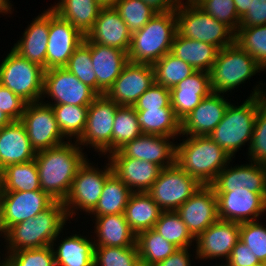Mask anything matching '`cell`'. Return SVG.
I'll return each mask as SVG.
<instances>
[{
  "instance_id": "cell-17",
  "label": "cell",
  "mask_w": 266,
  "mask_h": 266,
  "mask_svg": "<svg viewBox=\"0 0 266 266\" xmlns=\"http://www.w3.org/2000/svg\"><path fill=\"white\" fill-rule=\"evenodd\" d=\"M55 201L42 190L0 192L2 224L5 230L29 218H34Z\"/></svg>"
},
{
  "instance_id": "cell-31",
  "label": "cell",
  "mask_w": 266,
  "mask_h": 266,
  "mask_svg": "<svg viewBox=\"0 0 266 266\" xmlns=\"http://www.w3.org/2000/svg\"><path fill=\"white\" fill-rule=\"evenodd\" d=\"M219 50L214 45L185 38L176 32L170 53L190 64L196 71L209 73Z\"/></svg>"
},
{
  "instance_id": "cell-9",
  "label": "cell",
  "mask_w": 266,
  "mask_h": 266,
  "mask_svg": "<svg viewBox=\"0 0 266 266\" xmlns=\"http://www.w3.org/2000/svg\"><path fill=\"white\" fill-rule=\"evenodd\" d=\"M107 161L104 168H98V164L94 166L87 158L77 170L70 191L63 201L68 218L72 221L75 220L72 219L75 215H79L80 209L81 213L85 212L87 215L96 207L106 179L113 173L109 159Z\"/></svg>"
},
{
  "instance_id": "cell-23",
  "label": "cell",
  "mask_w": 266,
  "mask_h": 266,
  "mask_svg": "<svg viewBox=\"0 0 266 266\" xmlns=\"http://www.w3.org/2000/svg\"><path fill=\"white\" fill-rule=\"evenodd\" d=\"M132 33L114 7L102 8L92 29L85 35L91 43L116 47L128 53Z\"/></svg>"
},
{
  "instance_id": "cell-32",
  "label": "cell",
  "mask_w": 266,
  "mask_h": 266,
  "mask_svg": "<svg viewBox=\"0 0 266 266\" xmlns=\"http://www.w3.org/2000/svg\"><path fill=\"white\" fill-rule=\"evenodd\" d=\"M50 8L86 35L94 26L102 6L96 0H59Z\"/></svg>"
},
{
  "instance_id": "cell-38",
  "label": "cell",
  "mask_w": 266,
  "mask_h": 266,
  "mask_svg": "<svg viewBox=\"0 0 266 266\" xmlns=\"http://www.w3.org/2000/svg\"><path fill=\"white\" fill-rule=\"evenodd\" d=\"M54 111L58 127L68 141H77L84 132L89 106L50 105Z\"/></svg>"
},
{
  "instance_id": "cell-7",
  "label": "cell",
  "mask_w": 266,
  "mask_h": 266,
  "mask_svg": "<svg viewBox=\"0 0 266 266\" xmlns=\"http://www.w3.org/2000/svg\"><path fill=\"white\" fill-rule=\"evenodd\" d=\"M176 30L180 36L209 43L222 49L235 42V32L189 0L175 10Z\"/></svg>"
},
{
  "instance_id": "cell-24",
  "label": "cell",
  "mask_w": 266,
  "mask_h": 266,
  "mask_svg": "<svg viewBox=\"0 0 266 266\" xmlns=\"http://www.w3.org/2000/svg\"><path fill=\"white\" fill-rule=\"evenodd\" d=\"M212 92L210 74L196 71L170 89L171 106L176 117L182 121L203 98Z\"/></svg>"
},
{
  "instance_id": "cell-28",
  "label": "cell",
  "mask_w": 266,
  "mask_h": 266,
  "mask_svg": "<svg viewBox=\"0 0 266 266\" xmlns=\"http://www.w3.org/2000/svg\"><path fill=\"white\" fill-rule=\"evenodd\" d=\"M113 172L132 192H148L159 176L161 167L132 157H107Z\"/></svg>"
},
{
  "instance_id": "cell-53",
  "label": "cell",
  "mask_w": 266,
  "mask_h": 266,
  "mask_svg": "<svg viewBox=\"0 0 266 266\" xmlns=\"http://www.w3.org/2000/svg\"><path fill=\"white\" fill-rule=\"evenodd\" d=\"M266 24V0H251L248 11L240 18L239 27Z\"/></svg>"
},
{
  "instance_id": "cell-19",
  "label": "cell",
  "mask_w": 266,
  "mask_h": 266,
  "mask_svg": "<svg viewBox=\"0 0 266 266\" xmlns=\"http://www.w3.org/2000/svg\"><path fill=\"white\" fill-rule=\"evenodd\" d=\"M174 140V137L142 134L108 157H132L157 164L161 168L171 167L175 164L176 156Z\"/></svg>"
},
{
  "instance_id": "cell-59",
  "label": "cell",
  "mask_w": 266,
  "mask_h": 266,
  "mask_svg": "<svg viewBox=\"0 0 266 266\" xmlns=\"http://www.w3.org/2000/svg\"><path fill=\"white\" fill-rule=\"evenodd\" d=\"M12 122V120L0 110V129L5 125H8Z\"/></svg>"
},
{
  "instance_id": "cell-5",
  "label": "cell",
  "mask_w": 266,
  "mask_h": 266,
  "mask_svg": "<svg viewBox=\"0 0 266 266\" xmlns=\"http://www.w3.org/2000/svg\"><path fill=\"white\" fill-rule=\"evenodd\" d=\"M176 32L175 11L158 12L139 31L132 33L129 62L153 65L171 51Z\"/></svg>"
},
{
  "instance_id": "cell-6",
  "label": "cell",
  "mask_w": 266,
  "mask_h": 266,
  "mask_svg": "<svg viewBox=\"0 0 266 266\" xmlns=\"http://www.w3.org/2000/svg\"><path fill=\"white\" fill-rule=\"evenodd\" d=\"M264 70L237 43L219 50L209 72L212 92L227 94L237 89L256 73Z\"/></svg>"
},
{
  "instance_id": "cell-16",
  "label": "cell",
  "mask_w": 266,
  "mask_h": 266,
  "mask_svg": "<svg viewBox=\"0 0 266 266\" xmlns=\"http://www.w3.org/2000/svg\"><path fill=\"white\" fill-rule=\"evenodd\" d=\"M215 193L220 220L237 223L256 221L266 212V194H258L246 188Z\"/></svg>"
},
{
  "instance_id": "cell-34",
  "label": "cell",
  "mask_w": 266,
  "mask_h": 266,
  "mask_svg": "<svg viewBox=\"0 0 266 266\" xmlns=\"http://www.w3.org/2000/svg\"><path fill=\"white\" fill-rule=\"evenodd\" d=\"M136 118L143 134L174 137L181 136V121L173 108L136 110Z\"/></svg>"
},
{
  "instance_id": "cell-45",
  "label": "cell",
  "mask_w": 266,
  "mask_h": 266,
  "mask_svg": "<svg viewBox=\"0 0 266 266\" xmlns=\"http://www.w3.org/2000/svg\"><path fill=\"white\" fill-rule=\"evenodd\" d=\"M94 266H141L138 248L95 246Z\"/></svg>"
},
{
  "instance_id": "cell-52",
  "label": "cell",
  "mask_w": 266,
  "mask_h": 266,
  "mask_svg": "<svg viewBox=\"0 0 266 266\" xmlns=\"http://www.w3.org/2000/svg\"><path fill=\"white\" fill-rule=\"evenodd\" d=\"M213 266H265L257 259L256 255L250 251L240 240L233 247L226 263L221 262Z\"/></svg>"
},
{
  "instance_id": "cell-10",
  "label": "cell",
  "mask_w": 266,
  "mask_h": 266,
  "mask_svg": "<svg viewBox=\"0 0 266 266\" xmlns=\"http://www.w3.org/2000/svg\"><path fill=\"white\" fill-rule=\"evenodd\" d=\"M119 106L106 95H98L88 107L84 132L76 142L83 149L92 147L98 155H110L114 117Z\"/></svg>"
},
{
  "instance_id": "cell-39",
  "label": "cell",
  "mask_w": 266,
  "mask_h": 266,
  "mask_svg": "<svg viewBox=\"0 0 266 266\" xmlns=\"http://www.w3.org/2000/svg\"><path fill=\"white\" fill-rule=\"evenodd\" d=\"M153 229L177 248L195 246V238L176 211H162Z\"/></svg>"
},
{
  "instance_id": "cell-58",
  "label": "cell",
  "mask_w": 266,
  "mask_h": 266,
  "mask_svg": "<svg viewBox=\"0 0 266 266\" xmlns=\"http://www.w3.org/2000/svg\"><path fill=\"white\" fill-rule=\"evenodd\" d=\"M102 8L114 7L119 0H96Z\"/></svg>"
},
{
  "instance_id": "cell-25",
  "label": "cell",
  "mask_w": 266,
  "mask_h": 266,
  "mask_svg": "<svg viewBox=\"0 0 266 266\" xmlns=\"http://www.w3.org/2000/svg\"><path fill=\"white\" fill-rule=\"evenodd\" d=\"M91 61L97 78V94L105 95L129 62L122 49L90 42Z\"/></svg>"
},
{
  "instance_id": "cell-1",
  "label": "cell",
  "mask_w": 266,
  "mask_h": 266,
  "mask_svg": "<svg viewBox=\"0 0 266 266\" xmlns=\"http://www.w3.org/2000/svg\"><path fill=\"white\" fill-rule=\"evenodd\" d=\"M83 150L73 140L38 151L34 160L38 168L41 190L56 201H64L77 170L88 158Z\"/></svg>"
},
{
  "instance_id": "cell-15",
  "label": "cell",
  "mask_w": 266,
  "mask_h": 266,
  "mask_svg": "<svg viewBox=\"0 0 266 266\" xmlns=\"http://www.w3.org/2000/svg\"><path fill=\"white\" fill-rule=\"evenodd\" d=\"M48 38L46 70L65 67L85 35L49 8Z\"/></svg>"
},
{
  "instance_id": "cell-50",
  "label": "cell",
  "mask_w": 266,
  "mask_h": 266,
  "mask_svg": "<svg viewBox=\"0 0 266 266\" xmlns=\"http://www.w3.org/2000/svg\"><path fill=\"white\" fill-rule=\"evenodd\" d=\"M135 110L172 108L170 89L154 83L133 105Z\"/></svg>"
},
{
  "instance_id": "cell-55",
  "label": "cell",
  "mask_w": 266,
  "mask_h": 266,
  "mask_svg": "<svg viewBox=\"0 0 266 266\" xmlns=\"http://www.w3.org/2000/svg\"><path fill=\"white\" fill-rule=\"evenodd\" d=\"M157 12L175 11L183 0H143Z\"/></svg>"
},
{
  "instance_id": "cell-48",
  "label": "cell",
  "mask_w": 266,
  "mask_h": 266,
  "mask_svg": "<svg viewBox=\"0 0 266 266\" xmlns=\"http://www.w3.org/2000/svg\"><path fill=\"white\" fill-rule=\"evenodd\" d=\"M240 241L266 266V225L259 220L240 223Z\"/></svg>"
},
{
  "instance_id": "cell-11",
  "label": "cell",
  "mask_w": 266,
  "mask_h": 266,
  "mask_svg": "<svg viewBox=\"0 0 266 266\" xmlns=\"http://www.w3.org/2000/svg\"><path fill=\"white\" fill-rule=\"evenodd\" d=\"M202 185L176 163L162 168L147 192L162 211H176Z\"/></svg>"
},
{
  "instance_id": "cell-27",
  "label": "cell",
  "mask_w": 266,
  "mask_h": 266,
  "mask_svg": "<svg viewBox=\"0 0 266 266\" xmlns=\"http://www.w3.org/2000/svg\"><path fill=\"white\" fill-rule=\"evenodd\" d=\"M13 47L21 57L36 63L46 70V52L49 35V7L28 24Z\"/></svg>"
},
{
  "instance_id": "cell-35",
  "label": "cell",
  "mask_w": 266,
  "mask_h": 266,
  "mask_svg": "<svg viewBox=\"0 0 266 266\" xmlns=\"http://www.w3.org/2000/svg\"><path fill=\"white\" fill-rule=\"evenodd\" d=\"M133 192L113 172L103 186L100 199L96 207L87 214L90 217L103 215L124 214L125 207Z\"/></svg>"
},
{
  "instance_id": "cell-33",
  "label": "cell",
  "mask_w": 266,
  "mask_h": 266,
  "mask_svg": "<svg viewBox=\"0 0 266 266\" xmlns=\"http://www.w3.org/2000/svg\"><path fill=\"white\" fill-rule=\"evenodd\" d=\"M161 213V208L147 192H133L124 215L129 227L137 235L141 231L154 228Z\"/></svg>"
},
{
  "instance_id": "cell-43",
  "label": "cell",
  "mask_w": 266,
  "mask_h": 266,
  "mask_svg": "<svg viewBox=\"0 0 266 266\" xmlns=\"http://www.w3.org/2000/svg\"><path fill=\"white\" fill-rule=\"evenodd\" d=\"M97 93V78L91 61L90 42L84 38L64 67Z\"/></svg>"
},
{
  "instance_id": "cell-8",
  "label": "cell",
  "mask_w": 266,
  "mask_h": 266,
  "mask_svg": "<svg viewBox=\"0 0 266 266\" xmlns=\"http://www.w3.org/2000/svg\"><path fill=\"white\" fill-rule=\"evenodd\" d=\"M44 71L11 48L0 64V84L27 104L39 102L43 96Z\"/></svg>"
},
{
  "instance_id": "cell-41",
  "label": "cell",
  "mask_w": 266,
  "mask_h": 266,
  "mask_svg": "<svg viewBox=\"0 0 266 266\" xmlns=\"http://www.w3.org/2000/svg\"><path fill=\"white\" fill-rule=\"evenodd\" d=\"M136 118V110L133 106H119L115 112L112 131V153L118 151L126 143L141 136Z\"/></svg>"
},
{
  "instance_id": "cell-37",
  "label": "cell",
  "mask_w": 266,
  "mask_h": 266,
  "mask_svg": "<svg viewBox=\"0 0 266 266\" xmlns=\"http://www.w3.org/2000/svg\"><path fill=\"white\" fill-rule=\"evenodd\" d=\"M136 245L141 266H154L178 249L153 228L139 232L136 235Z\"/></svg>"
},
{
  "instance_id": "cell-54",
  "label": "cell",
  "mask_w": 266,
  "mask_h": 266,
  "mask_svg": "<svg viewBox=\"0 0 266 266\" xmlns=\"http://www.w3.org/2000/svg\"><path fill=\"white\" fill-rule=\"evenodd\" d=\"M190 249L195 250L194 247L178 248L173 254L154 266H192L193 258H190L192 256Z\"/></svg>"
},
{
  "instance_id": "cell-26",
  "label": "cell",
  "mask_w": 266,
  "mask_h": 266,
  "mask_svg": "<svg viewBox=\"0 0 266 266\" xmlns=\"http://www.w3.org/2000/svg\"><path fill=\"white\" fill-rule=\"evenodd\" d=\"M36 153L20 120L0 129V172L11 164L34 160Z\"/></svg>"
},
{
  "instance_id": "cell-61",
  "label": "cell",
  "mask_w": 266,
  "mask_h": 266,
  "mask_svg": "<svg viewBox=\"0 0 266 266\" xmlns=\"http://www.w3.org/2000/svg\"><path fill=\"white\" fill-rule=\"evenodd\" d=\"M2 252H3V254L0 252V254H2V255H0V260H1V256H2V258L4 256V250ZM0 266H4V261L3 260L0 261Z\"/></svg>"
},
{
  "instance_id": "cell-14",
  "label": "cell",
  "mask_w": 266,
  "mask_h": 266,
  "mask_svg": "<svg viewBox=\"0 0 266 266\" xmlns=\"http://www.w3.org/2000/svg\"><path fill=\"white\" fill-rule=\"evenodd\" d=\"M240 240V223L218 219L195 238V260H228Z\"/></svg>"
},
{
  "instance_id": "cell-21",
  "label": "cell",
  "mask_w": 266,
  "mask_h": 266,
  "mask_svg": "<svg viewBox=\"0 0 266 266\" xmlns=\"http://www.w3.org/2000/svg\"><path fill=\"white\" fill-rule=\"evenodd\" d=\"M222 93L211 92L181 121V135L209 136L220 123L230 101Z\"/></svg>"
},
{
  "instance_id": "cell-2",
  "label": "cell",
  "mask_w": 266,
  "mask_h": 266,
  "mask_svg": "<svg viewBox=\"0 0 266 266\" xmlns=\"http://www.w3.org/2000/svg\"><path fill=\"white\" fill-rule=\"evenodd\" d=\"M266 83L260 81L249 97L240 105L229 103L222 120L209 135L233 159L243 145H250L255 117L259 106L266 100ZM262 86V87H261ZM264 87V88H263Z\"/></svg>"
},
{
  "instance_id": "cell-56",
  "label": "cell",
  "mask_w": 266,
  "mask_h": 266,
  "mask_svg": "<svg viewBox=\"0 0 266 266\" xmlns=\"http://www.w3.org/2000/svg\"><path fill=\"white\" fill-rule=\"evenodd\" d=\"M238 16L241 18L249 9L251 0H233Z\"/></svg>"
},
{
  "instance_id": "cell-29",
  "label": "cell",
  "mask_w": 266,
  "mask_h": 266,
  "mask_svg": "<svg viewBox=\"0 0 266 266\" xmlns=\"http://www.w3.org/2000/svg\"><path fill=\"white\" fill-rule=\"evenodd\" d=\"M60 232L52 241L56 266H94V240L83 234H72L62 238ZM60 235V236H59ZM62 238L61 240L59 238ZM89 237V238H88ZM57 242V245L56 243ZM57 247V248H56Z\"/></svg>"
},
{
  "instance_id": "cell-46",
  "label": "cell",
  "mask_w": 266,
  "mask_h": 266,
  "mask_svg": "<svg viewBox=\"0 0 266 266\" xmlns=\"http://www.w3.org/2000/svg\"><path fill=\"white\" fill-rule=\"evenodd\" d=\"M3 261L4 266H56L51 245L5 253Z\"/></svg>"
},
{
  "instance_id": "cell-47",
  "label": "cell",
  "mask_w": 266,
  "mask_h": 266,
  "mask_svg": "<svg viewBox=\"0 0 266 266\" xmlns=\"http://www.w3.org/2000/svg\"><path fill=\"white\" fill-rule=\"evenodd\" d=\"M204 12L229 26L236 32L240 26V17L237 14L233 0H189Z\"/></svg>"
},
{
  "instance_id": "cell-4",
  "label": "cell",
  "mask_w": 266,
  "mask_h": 266,
  "mask_svg": "<svg viewBox=\"0 0 266 266\" xmlns=\"http://www.w3.org/2000/svg\"><path fill=\"white\" fill-rule=\"evenodd\" d=\"M68 219L63 201H55L34 218L11 226L6 231L5 253L51 245L55 237L66 230Z\"/></svg>"
},
{
  "instance_id": "cell-36",
  "label": "cell",
  "mask_w": 266,
  "mask_h": 266,
  "mask_svg": "<svg viewBox=\"0 0 266 266\" xmlns=\"http://www.w3.org/2000/svg\"><path fill=\"white\" fill-rule=\"evenodd\" d=\"M41 190L35 160L11 164L0 172V192Z\"/></svg>"
},
{
  "instance_id": "cell-60",
  "label": "cell",
  "mask_w": 266,
  "mask_h": 266,
  "mask_svg": "<svg viewBox=\"0 0 266 266\" xmlns=\"http://www.w3.org/2000/svg\"><path fill=\"white\" fill-rule=\"evenodd\" d=\"M6 230L2 224V212H1V206H0V237L2 236V239H5Z\"/></svg>"
},
{
  "instance_id": "cell-30",
  "label": "cell",
  "mask_w": 266,
  "mask_h": 266,
  "mask_svg": "<svg viewBox=\"0 0 266 266\" xmlns=\"http://www.w3.org/2000/svg\"><path fill=\"white\" fill-rule=\"evenodd\" d=\"M94 220L95 246L131 247L136 244V234L129 227L124 214L93 217Z\"/></svg>"
},
{
  "instance_id": "cell-42",
  "label": "cell",
  "mask_w": 266,
  "mask_h": 266,
  "mask_svg": "<svg viewBox=\"0 0 266 266\" xmlns=\"http://www.w3.org/2000/svg\"><path fill=\"white\" fill-rule=\"evenodd\" d=\"M235 43L247 51L266 70V24L239 27L235 32Z\"/></svg>"
},
{
  "instance_id": "cell-18",
  "label": "cell",
  "mask_w": 266,
  "mask_h": 266,
  "mask_svg": "<svg viewBox=\"0 0 266 266\" xmlns=\"http://www.w3.org/2000/svg\"><path fill=\"white\" fill-rule=\"evenodd\" d=\"M154 83L151 64L128 62L105 95L120 106H133Z\"/></svg>"
},
{
  "instance_id": "cell-49",
  "label": "cell",
  "mask_w": 266,
  "mask_h": 266,
  "mask_svg": "<svg viewBox=\"0 0 266 266\" xmlns=\"http://www.w3.org/2000/svg\"><path fill=\"white\" fill-rule=\"evenodd\" d=\"M248 161L266 165V100L259 106L249 147Z\"/></svg>"
},
{
  "instance_id": "cell-12",
  "label": "cell",
  "mask_w": 266,
  "mask_h": 266,
  "mask_svg": "<svg viewBox=\"0 0 266 266\" xmlns=\"http://www.w3.org/2000/svg\"><path fill=\"white\" fill-rule=\"evenodd\" d=\"M97 96L98 94L92 88L82 83L64 67L44 71L41 101L45 104L89 106ZM43 97H47L49 101H45Z\"/></svg>"
},
{
  "instance_id": "cell-20",
  "label": "cell",
  "mask_w": 266,
  "mask_h": 266,
  "mask_svg": "<svg viewBox=\"0 0 266 266\" xmlns=\"http://www.w3.org/2000/svg\"><path fill=\"white\" fill-rule=\"evenodd\" d=\"M176 212L196 238L219 219L214 188L211 185H202Z\"/></svg>"
},
{
  "instance_id": "cell-51",
  "label": "cell",
  "mask_w": 266,
  "mask_h": 266,
  "mask_svg": "<svg viewBox=\"0 0 266 266\" xmlns=\"http://www.w3.org/2000/svg\"><path fill=\"white\" fill-rule=\"evenodd\" d=\"M26 104L14 92L0 84V110L12 121L21 120Z\"/></svg>"
},
{
  "instance_id": "cell-44",
  "label": "cell",
  "mask_w": 266,
  "mask_h": 266,
  "mask_svg": "<svg viewBox=\"0 0 266 266\" xmlns=\"http://www.w3.org/2000/svg\"><path fill=\"white\" fill-rule=\"evenodd\" d=\"M114 9L119 13L131 33L139 31L158 13L143 0H119Z\"/></svg>"
},
{
  "instance_id": "cell-57",
  "label": "cell",
  "mask_w": 266,
  "mask_h": 266,
  "mask_svg": "<svg viewBox=\"0 0 266 266\" xmlns=\"http://www.w3.org/2000/svg\"><path fill=\"white\" fill-rule=\"evenodd\" d=\"M11 1L10 0H0V14L5 16L7 14H11L14 13L13 9H12V6L13 4L10 3ZM5 14V15H4Z\"/></svg>"
},
{
  "instance_id": "cell-13",
  "label": "cell",
  "mask_w": 266,
  "mask_h": 266,
  "mask_svg": "<svg viewBox=\"0 0 266 266\" xmlns=\"http://www.w3.org/2000/svg\"><path fill=\"white\" fill-rule=\"evenodd\" d=\"M20 121L36 152L68 141L58 127L52 107L42 101L26 104Z\"/></svg>"
},
{
  "instance_id": "cell-22",
  "label": "cell",
  "mask_w": 266,
  "mask_h": 266,
  "mask_svg": "<svg viewBox=\"0 0 266 266\" xmlns=\"http://www.w3.org/2000/svg\"><path fill=\"white\" fill-rule=\"evenodd\" d=\"M248 162L233 167L229 162L211 184L215 192L246 188L258 194H266V165Z\"/></svg>"
},
{
  "instance_id": "cell-40",
  "label": "cell",
  "mask_w": 266,
  "mask_h": 266,
  "mask_svg": "<svg viewBox=\"0 0 266 266\" xmlns=\"http://www.w3.org/2000/svg\"><path fill=\"white\" fill-rule=\"evenodd\" d=\"M152 66L155 83L168 89L175 87L179 82L196 72L190 64L175 57L170 52Z\"/></svg>"
},
{
  "instance_id": "cell-3",
  "label": "cell",
  "mask_w": 266,
  "mask_h": 266,
  "mask_svg": "<svg viewBox=\"0 0 266 266\" xmlns=\"http://www.w3.org/2000/svg\"><path fill=\"white\" fill-rule=\"evenodd\" d=\"M181 137L182 142H174L175 163L201 185H211L232 158L209 136Z\"/></svg>"
}]
</instances>
